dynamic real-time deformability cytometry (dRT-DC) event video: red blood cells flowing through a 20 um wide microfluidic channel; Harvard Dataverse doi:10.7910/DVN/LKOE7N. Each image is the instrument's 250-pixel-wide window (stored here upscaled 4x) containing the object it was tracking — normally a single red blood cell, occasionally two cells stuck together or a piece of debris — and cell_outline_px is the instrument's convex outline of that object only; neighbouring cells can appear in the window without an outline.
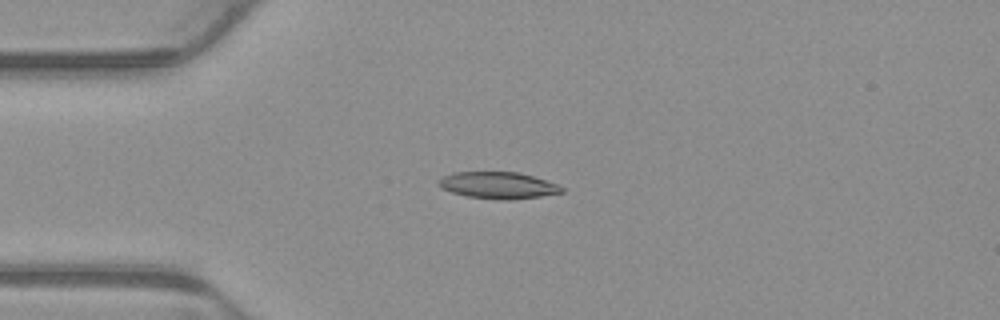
{"species": "common noctule bat (a hibernating species)", "species_latin": "Nyctalus noctula", "temperature_condition": "warm", "stored_images_in_passage": 6, "camera_frame_rate_fps": 3000, "um_per_image_px": 0.085, "animal": {"sex": "male", "body_mass_g": 23.1, "forearm_length_mm": 52.7}, "frame": {"image": 1, "passage_image": 3, "time_ms": 0.667, "image_size_px": [1000, 320], "cell_outline_px": [[564, 192], [540, 196], [508, 200], [504, 200], [468, 196], [452, 192], [440, 188], [440, 180], [444, 176], [452, 172], [516, 172], [532, 176], [556, 184], [564, 188]], "centroid_in_image_um": [42.34, 15.75], "position_along_channel_um": 42.7, "area_um2": 18.79}}
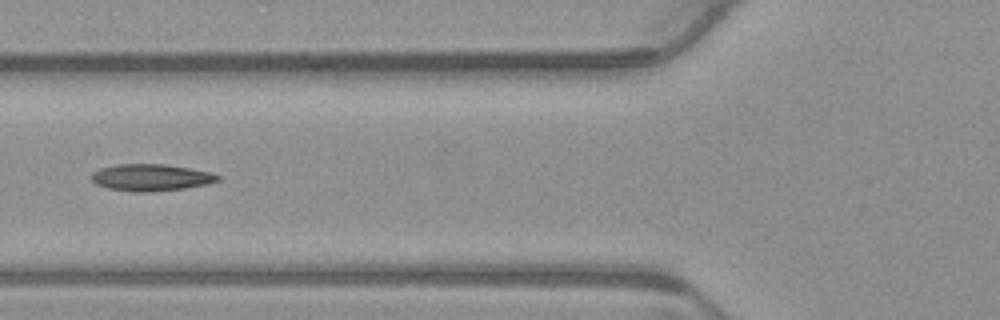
{"frame": {"image": 2, "passage_image": 5, "time_ms": 1.333, "image_size_px": [1000, 320], "cell_outline_px": [[220, 180], [208, 184], [184, 188], [152, 192], [132, 192], [108, 188], [96, 184], [92, 180], [92, 172], [100, 168], [116, 164], [164, 164], [188, 168], [208, 172], [220, 176]], "centroid_in_image_um": [12.81, 15.09], "position_along_channel_um": 113.0, "area_um2": 19.71}}
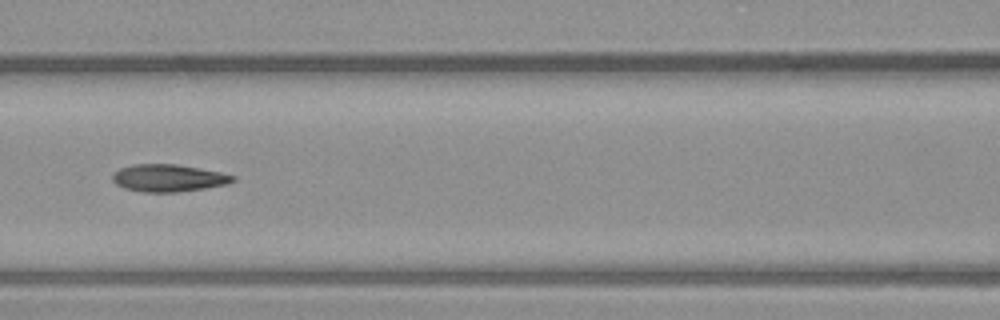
{"frame": {"image": 3, "passage_image": 6, "time_ms": 1.667, "image_size_px": [1000, 320], "cell_outline_px": [[236, 180], [228, 184], [204, 188], [176, 192], [144, 192], [124, 188], [116, 184], [112, 180], [112, 176], [120, 168], [132, 164], [176, 164], [220, 172], [236, 176]], "centroid_in_image_um": [14.32, 15.13], "position_along_channel_um": 152.3, "area_um2": 19.07}}